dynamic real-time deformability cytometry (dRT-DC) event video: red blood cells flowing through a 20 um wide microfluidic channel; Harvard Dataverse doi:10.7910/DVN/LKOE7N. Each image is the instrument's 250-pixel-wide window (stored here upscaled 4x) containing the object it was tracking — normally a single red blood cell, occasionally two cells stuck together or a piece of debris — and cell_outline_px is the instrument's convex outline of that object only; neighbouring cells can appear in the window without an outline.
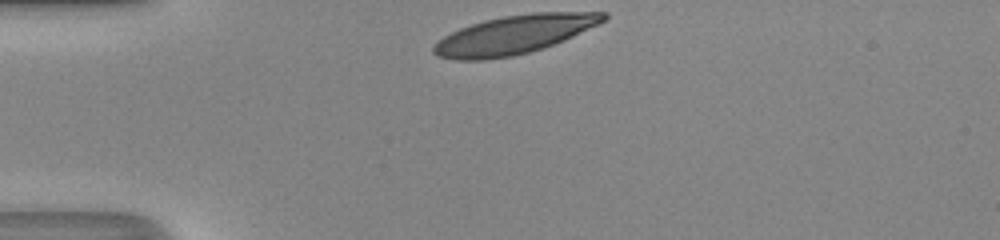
{"species": "human", "species_latin": "Homo sapiens", "temperature_condition": "room temperature", "stored_images_in_passage": 28, "camera_frame_rate_fps": 3000, "um_per_image_px": 0.085, "donor": {"sex": "male"}, "frame": {"image": 1, "passage_image": 1, "time_ms": 0.0, "image_size_px": [1000, 240], "cell_outline_px": [[608, 16], [604, 20], [564, 40], [528, 52], [512, 56], [484, 60], [456, 60], [436, 56], [432, 52], [432, 48], [444, 36], [460, 28], [484, 20], [504, 16], [532, 12], [608, 12]], "centroid_in_image_um": [43.66, 2.94], "position_along_channel_um": 41.3, "area_um2": 37.69}}
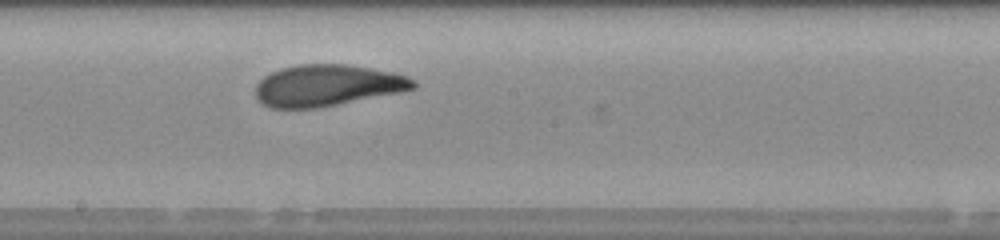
{"frame": {"image": 2, "passage_image": 16, "time_ms": 5.0, "image_size_px": [1000, 240], "cell_outline_px": [[416, 88], [400, 92], [316, 108], [272, 108], [260, 104], [256, 96], [256, 84], [264, 76], [280, 68], [296, 64], [348, 64], [392, 72], [408, 76], [416, 84]], "centroid_in_image_um": [27.78, 7.25], "position_along_channel_um": 220.4, "area_um2": 38.09}}
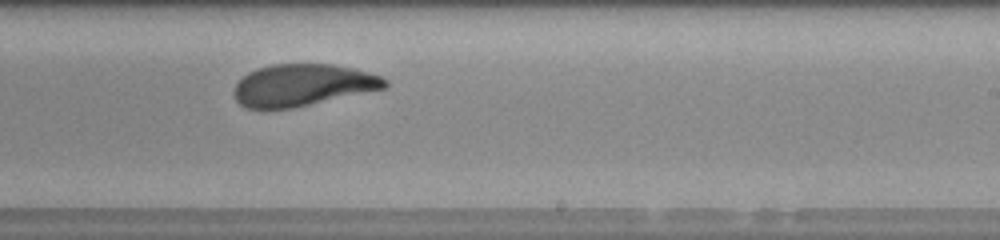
{"frame": {"image": 3, "passage_image": 19, "time_ms": 6.0, "image_size_px": [1000, 240], "cell_outline_px": [[388, 84], [384, 88], [292, 108], [244, 108], [236, 100], [236, 84], [248, 72], [256, 68], [272, 64], [332, 64], [352, 68], [380, 76], [388, 80]], "centroid_in_image_um": [25.71, 7.22], "position_along_channel_um": 263.3, "area_um2": 36.3}, "authors_computed_cell_mechanics": {"area_um2": 38.2925, "velocity_mm_per_s": 4.3003, "shape_relaxation_time_tau1_ms": 6.4548, "shape_relaxation_time_tau2_ms": 1.1319, "deformation_change_tau1": 0.2375, "deformation_change_tau2": 0.0716}}